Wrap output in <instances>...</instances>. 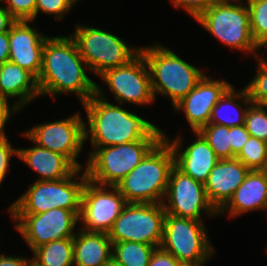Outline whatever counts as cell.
<instances>
[{"mask_svg":"<svg viewBox=\"0 0 267 266\" xmlns=\"http://www.w3.org/2000/svg\"><path fill=\"white\" fill-rule=\"evenodd\" d=\"M196 136L193 142L184 147L183 136H178L174 140L166 136L164 138L169 142L174 154V166L195 181L204 184L209 177L210 171L220 160L213 149L199 132H193ZM184 148V150H182Z\"/></svg>","mask_w":267,"mask_h":266,"instance_id":"17","label":"cell"},{"mask_svg":"<svg viewBox=\"0 0 267 266\" xmlns=\"http://www.w3.org/2000/svg\"><path fill=\"white\" fill-rule=\"evenodd\" d=\"M213 78L205 73L198 84L179 103L172 107L175 112L185 114L192 132H198L202 127L209 124L212 109L232 86L225 79Z\"/></svg>","mask_w":267,"mask_h":266,"instance_id":"16","label":"cell"},{"mask_svg":"<svg viewBox=\"0 0 267 266\" xmlns=\"http://www.w3.org/2000/svg\"><path fill=\"white\" fill-rule=\"evenodd\" d=\"M155 246L122 241L112 244V256L124 266H148Z\"/></svg>","mask_w":267,"mask_h":266,"instance_id":"26","label":"cell"},{"mask_svg":"<svg viewBox=\"0 0 267 266\" xmlns=\"http://www.w3.org/2000/svg\"><path fill=\"white\" fill-rule=\"evenodd\" d=\"M30 266H36L33 262H31Z\"/></svg>","mask_w":267,"mask_h":266,"instance_id":"47","label":"cell"},{"mask_svg":"<svg viewBox=\"0 0 267 266\" xmlns=\"http://www.w3.org/2000/svg\"><path fill=\"white\" fill-rule=\"evenodd\" d=\"M17 158L40 176L36 181L64 179L77 169L65 156L36 144L18 149Z\"/></svg>","mask_w":267,"mask_h":266,"instance_id":"22","label":"cell"},{"mask_svg":"<svg viewBox=\"0 0 267 266\" xmlns=\"http://www.w3.org/2000/svg\"><path fill=\"white\" fill-rule=\"evenodd\" d=\"M178 260L169 252L157 247L152 253L148 266H177Z\"/></svg>","mask_w":267,"mask_h":266,"instance_id":"38","label":"cell"},{"mask_svg":"<svg viewBox=\"0 0 267 266\" xmlns=\"http://www.w3.org/2000/svg\"><path fill=\"white\" fill-rule=\"evenodd\" d=\"M140 53L144 56L149 68L154 99L156 100L158 95L167 97L171 100L173 107L205 75L196 66L191 65L163 44L155 43L141 47Z\"/></svg>","mask_w":267,"mask_h":266,"instance_id":"4","label":"cell"},{"mask_svg":"<svg viewBox=\"0 0 267 266\" xmlns=\"http://www.w3.org/2000/svg\"><path fill=\"white\" fill-rule=\"evenodd\" d=\"M9 32L0 33V64L9 61Z\"/></svg>","mask_w":267,"mask_h":266,"instance_id":"41","label":"cell"},{"mask_svg":"<svg viewBox=\"0 0 267 266\" xmlns=\"http://www.w3.org/2000/svg\"><path fill=\"white\" fill-rule=\"evenodd\" d=\"M236 158L250 170H267V143L250 136Z\"/></svg>","mask_w":267,"mask_h":266,"instance_id":"29","label":"cell"},{"mask_svg":"<svg viewBox=\"0 0 267 266\" xmlns=\"http://www.w3.org/2000/svg\"><path fill=\"white\" fill-rule=\"evenodd\" d=\"M1 3V2H0ZM0 5V33L9 32L10 27L16 21L8 10Z\"/></svg>","mask_w":267,"mask_h":266,"instance_id":"40","label":"cell"},{"mask_svg":"<svg viewBox=\"0 0 267 266\" xmlns=\"http://www.w3.org/2000/svg\"><path fill=\"white\" fill-rule=\"evenodd\" d=\"M0 96L15 98L13 103L22 110L40 97L37 78L13 62H4L0 64Z\"/></svg>","mask_w":267,"mask_h":266,"instance_id":"21","label":"cell"},{"mask_svg":"<svg viewBox=\"0 0 267 266\" xmlns=\"http://www.w3.org/2000/svg\"><path fill=\"white\" fill-rule=\"evenodd\" d=\"M250 169L236 157L219 160L204 183L207 198L219 212L243 183Z\"/></svg>","mask_w":267,"mask_h":266,"instance_id":"19","label":"cell"},{"mask_svg":"<svg viewBox=\"0 0 267 266\" xmlns=\"http://www.w3.org/2000/svg\"><path fill=\"white\" fill-rule=\"evenodd\" d=\"M126 204L116 186L99 185L87 179L81 197L80 229L108 233Z\"/></svg>","mask_w":267,"mask_h":266,"instance_id":"13","label":"cell"},{"mask_svg":"<svg viewBox=\"0 0 267 266\" xmlns=\"http://www.w3.org/2000/svg\"><path fill=\"white\" fill-rule=\"evenodd\" d=\"M87 179L85 169L77 168L64 179L35 180L22 196L11 203L8 213L11 216V214H40L54 208L80 210L82 190Z\"/></svg>","mask_w":267,"mask_h":266,"instance_id":"5","label":"cell"},{"mask_svg":"<svg viewBox=\"0 0 267 266\" xmlns=\"http://www.w3.org/2000/svg\"><path fill=\"white\" fill-rule=\"evenodd\" d=\"M161 139H142L97 148L87 159L88 179L104 186H116Z\"/></svg>","mask_w":267,"mask_h":266,"instance_id":"8","label":"cell"},{"mask_svg":"<svg viewBox=\"0 0 267 266\" xmlns=\"http://www.w3.org/2000/svg\"><path fill=\"white\" fill-rule=\"evenodd\" d=\"M80 55L85 60L89 72L99 77L103 72L126 65L140 53V47L126 42L96 27L76 24L73 34Z\"/></svg>","mask_w":267,"mask_h":266,"instance_id":"7","label":"cell"},{"mask_svg":"<svg viewBox=\"0 0 267 266\" xmlns=\"http://www.w3.org/2000/svg\"><path fill=\"white\" fill-rule=\"evenodd\" d=\"M77 231L73 238L74 266H103L112 256L108 233Z\"/></svg>","mask_w":267,"mask_h":266,"instance_id":"23","label":"cell"},{"mask_svg":"<svg viewBox=\"0 0 267 266\" xmlns=\"http://www.w3.org/2000/svg\"><path fill=\"white\" fill-rule=\"evenodd\" d=\"M32 259L20 256H6V254H0V266H30Z\"/></svg>","mask_w":267,"mask_h":266,"instance_id":"39","label":"cell"},{"mask_svg":"<svg viewBox=\"0 0 267 266\" xmlns=\"http://www.w3.org/2000/svg\"><path fill=\"white\" fill-rule=\"evenodd\" d=\"M263 108L267 109V96L259 103Z\"/></svg>","mask_w":267,"mask_h":266,"instance_id":"44","label":"cell"},{"mask_svg":"<svg viewBox=\"0 0 267 266\" xmlns=\"http://www.w3.org/2000/svg\"><path fill=\"white\" fill-rule=\"evenodd\" d=\"M36 266H74L73 238L55 240L32 251Z\"/></svg>","mask_w":267,"mask_h":266,"instance_id":"25","label":"cell"},{"mask_svg":"<svg viewBox=\"0 0 267 266\" xmlns=\"http://www.w3.org/2000/svg\"><path fill=\"white\" fill-rule=\"evenodd\" d=\"M165 214L162 203H127L108 236L112 244L130 241L160 247Z\"/></svg>","mask_w":267,"mask_h":266,"instance_id":"9","label":"cell"},{"mask_svg":"<svg viewBox=\"0 0 267 266\" xmlns=\"http://www.w3.org/2000/svg\"><path fill=\"white\" fill-rule=\"evenodd\" d=\"M80 112L54 122L40 123L24 131L22 135L33 144L65 156L76 168L85 143L84 119ZM77 159V160H76Z\"/></svg>","mask_w":267,"mask_h":266,"instance_id":"12","label":"cell"},{"mask_svg":"<svg viewBox=\"0 0 267 266\" xmlns=\"http://www.w3.org/2000/svg\"><path fill=\"white\" fill-rule=\"evenodd\" d=\"M9 100V98L0 96V139L7 137L4 129L12 115L21 111L14 103L12 106L9 105Z\"/></svg>","mask_w":267,"mask_h":266,"instance_id":"37","label":"cell"},{"mask_svg":"<svg viewBox=\"0 0 267 266\" xmlns=\"http://www.w3.org/2000/svg\"><path fill=\"white\" fill-rule=\"evenodd\" d=\"M79 214L80 210L54 208L40 214H11V218L32 252L51 241L74 238Z\"/></svg>","mask_w":267,"mask_h":266,"instance_id":"11","label":"cell"},{"mask_svg":"<svg viewBox=\"0 0 267 266\" xmlns=\"http://www.w3.org/2000/svg\"><path fill=\"white\" fill-rule=\"evenodd\" d=\"M250 137L245 125L231 127L232 158H235L242 150L244 144Z\"/></svg>","mask_w":267,"mask_h":266,"instance_id":"36","label":"cell"},{"mask_svg":"<svg viewBox=\"0 0 267 266\" xmlns=\"http://www.w3.org/2000/svg\"><path fill=\"white\" fill-rule=\"evenodd\" d=\"M73 6L70 0H36V18L39 12H43L61 21Z\"/></svg>","mask_w":267,"mask_h":266,"instance_id":"33","label":"cell"},{"mask_svg":"<svg viewBox=\"0 0 267 266\" xmlns=\"http://www.w3.org/2000/svg\"><path fill=\"white\" fill-rule=\"evenodd\" d=\"M249 10L250 31L257 46L267 43V0H244Z\"/></svg>","mask_w":267,"mask_h":266,"instance_id":"28","label":"cell"},{"mask_svg":"<svg viewBox=\"0 0 267 266\" xmlns=\"http://www.w3.org/2000/svg\"><path fill=\"white\" fill-rule=\"evenodd\" d=\"M16 21L36 20V0H0Z\"/></svg>","mask_w":267,"mask_h":266,"instance_id":"32","label":"cell"},{"mask_svg":"<svg viewBox=\"0 0 267 266\" xmlns=\"http://www.w3.org/2000/svg\"><path fill=\"white\" fill-rule=\"evenodd\" d=\"M257 61L256 74L244 87L253 103L259 104L267 96V61L262 55L255 57Z\"/></svg>","mask_w":267,"mask_h":266,"instance_id":"31","label":"cell"},{"mask_svg":"<svg viewBox=\"0 0 267 266\" xmlns=\"http://www.w3.org/2000/svg\"><path fill=\"white\" fill-rule=\"evenodd\" d=\"M105 93L96 84V94L81 104L87 115L84 122L85 142L89 140L93 149L88 157L97 148L164 137V130L159 126L126 110L123 104H112Z\"/></svg>","mask_w":267,"mask_h":266,"instance_id":"1","label":"cell"},{"mask_svg":"<svg viewBox=\"0 0 267 266\" xmlns=\"http://www.w3.org/2000/svg\"><path fill=\"white\" fill-rule=\"evenodd\" d=\"M33 21H15L9 29V61L38 78L47 35L31 27ZM31 24V25H29Z\"/></svg>","mask_w":267,"mask_h":266,"instance_id":"18","label":"cell"},{"mask_svg":"<svg viewBox=\"0 0 267 266\" xmlns=\"http://www.w3.org/2000/svg\"><path fill=\"white\" fill-rule=\"evenodd\" d=\"M103 266H124V265L118 262L113 256H111Z\"/></svg>","mask_w":267,"mask_h":266,"instance_id":"43","label":"cell"},{"mask_svg":"<svg viewBox=\"0 0 267 266\" xmlns=\"http://www.w3.org/2000/svg\"><path fill=\"white\" fill-rule=\"evenodd\" d=\"M18 149L12 147L8 137L0 139V187L8 173L10 160L12 157H18Z\"/></svg>","mask_w":267,"mask_h":266,"instance_id":"34","label":"cell"},{"mask_svg":"<svg viewBox=\"0 0 267 266\" xmlns=\"http://www.w3.org/2000/svg\"><path fill=\"white\" fill-rule=\"evenodd\" d=\"M198 132L220 160L232 158L231 127L209 123Z\"/></svg>","mask_w":267,"mask_h":266,"instance_id":"27","label":"cell"},{"mask_svg":"<svg viewBox=\"0 0 267 266\" xmlns=\"http://www.w3.org/2000/svg\"><path fill=\"white\" fill-rule=\"evenodd\" d=\"M232 85L212 109L209 123L233 127L245 124V116L253 103L244 87L239 91ZM239 100L241 104H239Z\"/></svg>","mask_w":267,"mask_h":266,"instance_id":"24","label":"cell"},{"mask_svg":"<svg viewBox=\"0 0 267 266\" xmlns=\"http://www.w3.org/2000/svg\"><path fill=\"white\" fill-rule=\"evenodd\" d=\"M173 167L174 154L163 137L116 187L127 203H162Z\"/></svg>","mask_w":267,"mask_h":266,"instance_id":"3","label":"cell"},{"mask_svg":"<svg viewBox=\"0 0 267 266\" xmlns=\"http://www.w3.org/2000/svg\"><path fill=\"white\" fill-rule=\"evenodd\" d=\"M166 214L203 221L201 215L218 216L209 202L204 184L185 175L175 166L171 169L166 194L163 199Z\"/></svg>","mask_w":267,"mask_h":266,"instance_id":"14","label":"cell"},{"mask_svg":"<svg viewBox=\"0 0 267 266\" xmlns=\"http://www.w3.org/2000/svg\"><path fill=\"white\" fill-rule=\"evenodd\" d=\"M244 0H215L197 19L205 30L224 46L259 56L261 49L251 31L248 7Z\"/></svg>","mask_w":267,"mask_h":266,"instance_id":"6","label":"cell"},{"mask_svg":"<svg viewBox=\"0 0 267 266\" xmlns=\"http://www.w3.org/2000/svg\"><path fill=\"white\" fill-rule=\"evenodd\" d=\"M99 78L107 85L118 104L126 102L148 106L155 103L149 68L141 53L126 65L106 70Z\"/></svg>","mask_w":267,"mask_h":266,"instance_id":"15","label":"cell"},{"mask_svg":"<svg viewBox=\"0 0 267 266\" xmlns=\"http://www.w3.org/2000/svg\"><path fill=\"white\" fill-rule=\"evenodd\" d=\"M73 4H76V2L81 1V0H70Z\"/></svg>","mask_w":267,"mask_h":266,"instance_id":"45","label":"cell"},{"mask_svg":"<svg viewBox=\"0 0 267 266\" xmlns=\"http://www.w3.org/2000/svg\"><path fill=\"white\" fill-rule=\"evenodd\" d=\"M206 262H186L178 261L177 266H203Z\"/></svg>","mask_w":267,"mask_h":266,"instance_id":"42","label":"cell"},{"mask_svg":"<svg viewBox=\"0 0 267 266\" xmlns=\"http://www.w3.org/2000/svg\"><path fill=\"white\" fill-rule=\"evenodd\" d=\"M265 48L266 47V49H267V43H265L263 46H262V48ZM267 61V60H266Z\"/></svg>","mask_w":267,"mask_h":266,"instance_id":"46","label":"cell"},{"mask_svg":"<svg viewBox=\"0 0 267 266\" xmlns=\"http://www.w3.org/2000/svg\"><path fill=\"white\" fill-rule=\"evenodd\" d=\"M215 0H171L175 8L184 9L195 20L206 11Z\"/></svg>","mask_w":267,"mask_h":266,"instance_id":"35","label":"cell"},{"mask_svg":"<svg viewBox=\"0 0 267 266\" xmlns=\"http://www.w3.org/2000/svg\"><path fill=\"white\" fill-rule=\"evenodd\" d=\"M257 210L267 212V170H250L218 215L236 218Z\"/></svg>","mask_w":267,"mask_h":266,"instance_id":"20","label":"cell"},{"mask_svg":"<svg viewBox=\"0 0 267 266\" xmlns=\"http://www.w3.org/2000/svg\"><path fill=\"white\" fill-rule=\"evenodd\" d=\"M85 60L74 39L69 36L47 37L42 50V67L37 78L41 96L75 94L81 104L96 94V82L88 77Z\"/></svg>","mask_w":267,"mask_h":266,"instance_id":"2","label":"cell"},{"mask_svg":"<svg viewBox=\"0 0 267 266\" xmlns=\"http://www.w3.org/2000/svg\"><path fill=\"white\" fill-rule=\"evenodd\" d=\"M244 125L250 136L267 143V109L252 103L246 112Z\"/></svg>","mask_w":267,"mask_h":266,"instance_id":"30","label":"cell"},{"mask_svg":"<svg viewBox=\"0 0 267 266\" xmlns=\"http://www.w3.org/2000/svg\"><path fill=\"white\" fill-rule=\"evenodd\" d=\"M206 229L204 221L165 214L160 247L178 261L207 262L216 249Z\"/></svg>","mask_w":267,"mask_h":266,"instance_id":"10","label":"cell"}]
</instances>
